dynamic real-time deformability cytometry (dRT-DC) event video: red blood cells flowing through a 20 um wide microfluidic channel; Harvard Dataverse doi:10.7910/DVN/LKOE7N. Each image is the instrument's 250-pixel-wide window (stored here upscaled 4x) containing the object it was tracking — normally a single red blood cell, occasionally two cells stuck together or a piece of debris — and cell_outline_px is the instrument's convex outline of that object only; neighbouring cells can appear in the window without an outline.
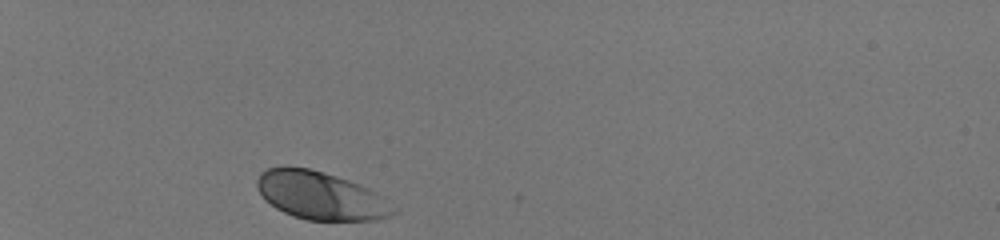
{"species": "human", "species_latin": "Homo sapiens", "temperature_condition": "room temperature", "stored_images_in_passage": 30, "camera_frame_rate_fps": 3000, "um_per_image_px": 0.085, "donor": {"sex": "male"}, "frame": {"image": 1, "passage_image": 1, "time_ms": 0.0, "image_size_px": [1000, 240], "cell_outline_px": [[396, 212], [388, 216], [376, 220], [308, 220], [292, 216], [276, 208], [264, 200], [256, 184], [256, 180], [260, 172], [268, 168], [284, 164], [308, 168], [324, 172], [360, 184], [376, 192]], "centroid_in_image_um": [27.16, 16.6], "position_along_channel_um": 57.8, "area_um2": 38.09}}
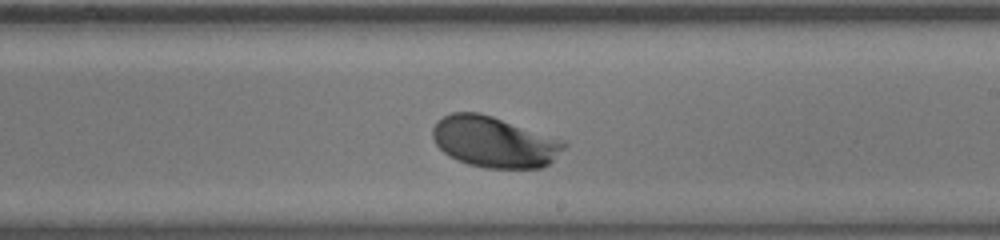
{"frame": {"image": 2, "passage_image": 18, "time_ms": 5.667, "image_size_px": [1000, 240], "cell_outline_px": [[568, 144], [548, 164], [540, 168], [484, 168], [468, 164], [444, 152], [436, 144], [432, 136], [432, 128], [436, 120], [452, 112], [480, 112], [564, 140]], "centroid_in_image_um": [41.99, 12.05], "position_along_channel_um": 247.0, "area_um2": 38.78}}
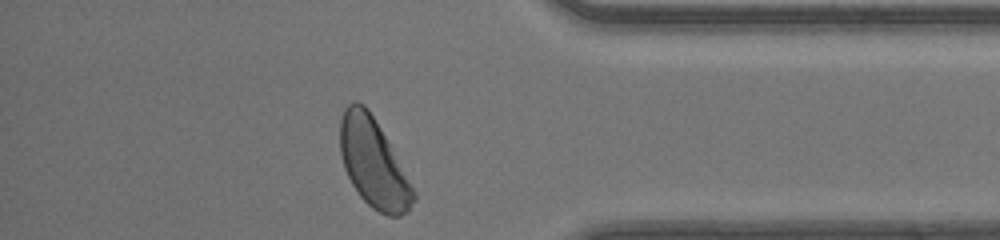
{"frame": {"image": 3, "passage_image": 30, "time_ms": 9.667, "image_size_px": [1000, 240], "cell_outline_px": [[416, 200], [408, 212], [400, 216], [388, 216], [372, 208], [360, 196], [352, 184], [344, 168], [340, 152], [340, 120], [344, 108], [348, 104], [356, 100], [364, 104], [368, 108], [380, 128], [416, 192]], "centroid_in_image_um": [31.73, 13.87], "position_along_channel_um": 403.5, "area_um2": 37.74}, "authors_computed_cell_mechanics": {"area_um2": 38.0035, "velocity_mm_per_s": 4.1096, "shape_relaxation_time_tau1_ms": 1.2652, "shape_relaxation_time_tau2_ms": null, "deformation_change_tau1": 0.1229, "deformation_change_tau2": null}}